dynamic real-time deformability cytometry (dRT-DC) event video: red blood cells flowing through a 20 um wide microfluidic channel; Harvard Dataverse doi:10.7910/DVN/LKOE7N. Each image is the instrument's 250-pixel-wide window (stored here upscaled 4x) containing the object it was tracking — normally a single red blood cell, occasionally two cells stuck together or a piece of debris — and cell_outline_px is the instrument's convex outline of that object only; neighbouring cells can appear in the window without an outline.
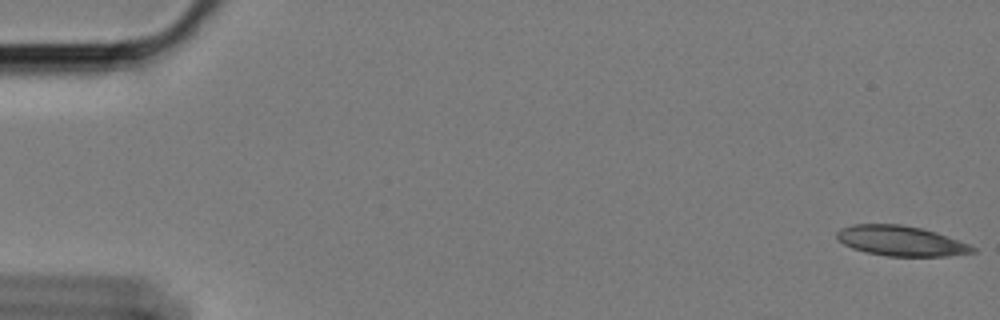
{"species": "Egyptian fruit bat (a non-hibernating species)", "species_latin": "Rousettus aegyptiacus", "temperature_condition": "cold", "stored_images_in_passage": 59, "camera_frame_rate_fps": 3000, "um_per_image_px": 0.085, "animal": {"sex": "female"}, "frame": {"image": 1, "passage_image": 1, "time_ms": 0.0, "image_size_px": [1000, 320], "cell_outline_px": [[976, 252], [948, 256], [888, 256], [868, 252], [852, 248], [844, 244], [836, 236], [836, 232], [852, 224], [900, 224], [920, 228], [936, 232], [968, 244], [976, 248]], "centroid_in_image_um": [76.59, 20.47], "position_along_channel_um": 8.4, "area_um2": 23.52}}
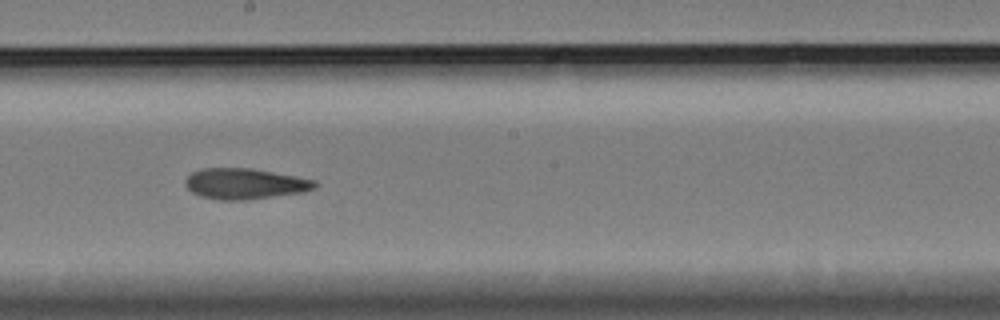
{"frame": {"image": 2, "passage_image": 33, "time_ms": 10.667, "image_size_px": [1000, 320], "cell_outline_px": [[316, 188], [304, 192], [248, 200], [216, 200], [200, 196], [192, 192], [184, 184], [184, 180], [192, 172], [200, 168], [252, 168], [296, 176], [316, 180]], "centroid_in_image_um": [20.8, 15.62], "position_along_channel_um": 227.4, "area_um2": 23.47}}
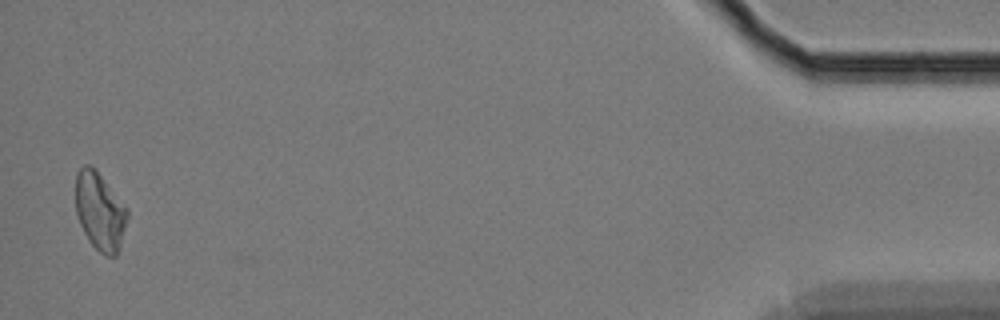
{"frame": {"image": 3, "passage_image": 58, "time_ms": 19.0, "image_size_px": [1000, 320], "cell_outline_px": [[128, 216], [120, 244], [116, 256], [104, 256], [88, 240], [80, 224], [76, 212], [76, 172], [84, 164], [92, 164], [96, 168], [128, 208]], "centroid_in_image_um": [8.49, 17.91], "position_along_channel_um": 426.7, "area_um2": 23.64}, "authors_computed_cell_mechanics": {"area_um2": 23.4668, "velocity_mm_per_s": 3.3816, "shape_relaxation_time_tau1_ms": null, "shape_relaxation_time_tau2_ms": 5.2464, "deformation_change_tau1": null, "deformation_change_tau2": 0.1277}}